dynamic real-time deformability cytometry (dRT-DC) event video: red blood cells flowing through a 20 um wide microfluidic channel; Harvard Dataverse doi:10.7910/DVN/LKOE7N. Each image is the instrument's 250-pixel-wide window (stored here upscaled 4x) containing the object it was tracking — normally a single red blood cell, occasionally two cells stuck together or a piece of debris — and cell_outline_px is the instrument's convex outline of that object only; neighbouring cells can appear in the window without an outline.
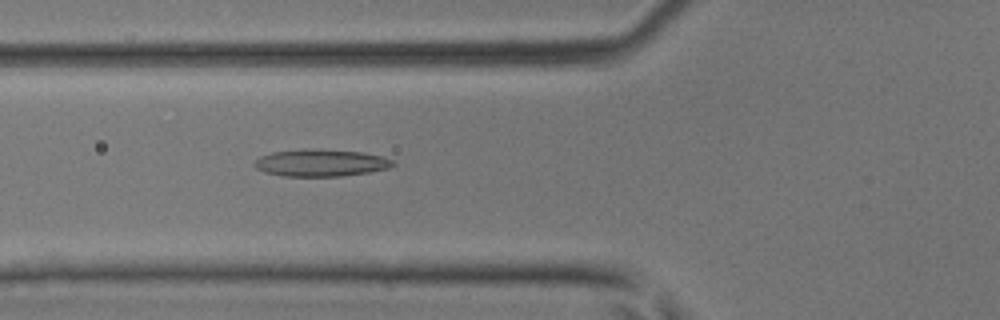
{"species": "common noctule bat (a hibernating species)", "species_latin": "Nyctalus noctula", "temperature_condition": "room temperature", "stored_images_in_passage": 46, "camera_frame_rate_fps": 3000, "um_per_image_px": 0.085, "animal": {"sex": "male", "body_mass_g": 17.9, "forearm_length_mm": 54.2}, "frame": {"image": 1, "passage_image": 17, "time_ms": 5.333, "image_size_px": [1000, 320], "cell_outline_px": [[396, 164], [388, 168], [368, 172], [340, 176], [284, 176], [264, 172], [256, 168], [252, 164], [260, 156], [272, 152], [304, 148], [308, 148], [364, 152], [380, 156], [392, 160]], "centroid_in_image_um": [27.23, 13.83], "position_along_channel_um": 98.6, "area_um2": 21.91}}
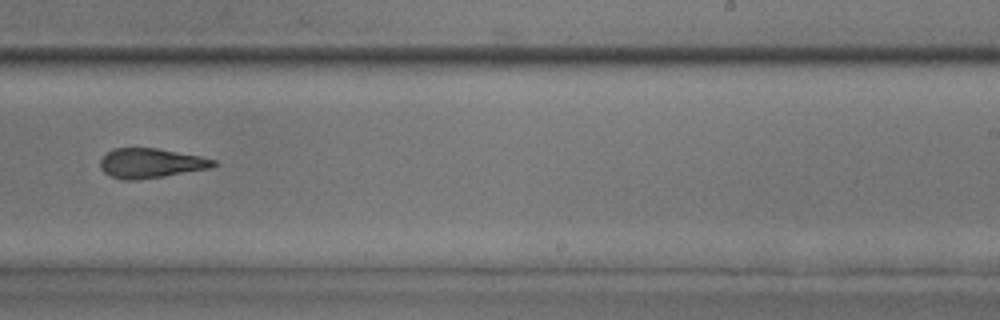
{"frame": {"image": 2, "passage_image": 29, "time_ms": 9.333, "image_size_px": [1000, 320], "cell_outline_px": [[220, 164], [212, 168], [164, 176], [136, 180], [124, 180], [112, 176], [104, 172], [100, 168], [100, 160], [112, 148], [156, 148], [200, 156], [216, 160]], "centroid_in_image_um": [12.85, 13.87], "position_along_channel_um": 276.1, "area_um2": 19.59}}
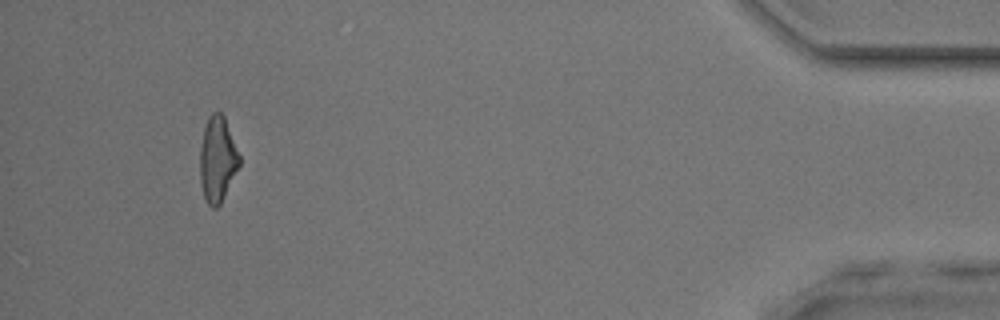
{"frame": {"image": 3, "passage_image": 43, "time_ms": 14.0, "image_size_px": [1000, 320], "cell_outline_px": [[240, 164], [220, 204], [216, 208], [212, 208], [208, 204], [204, 196], [200, 184], [200, 148], [204, 128], [208, 116], [212, 112], [220, 112], [224, 116], [240, 156]], "centroid_in_image_um": [18.47, 13.53], "position_along_channel_um": 416.7, "area_um2": 19.48}}